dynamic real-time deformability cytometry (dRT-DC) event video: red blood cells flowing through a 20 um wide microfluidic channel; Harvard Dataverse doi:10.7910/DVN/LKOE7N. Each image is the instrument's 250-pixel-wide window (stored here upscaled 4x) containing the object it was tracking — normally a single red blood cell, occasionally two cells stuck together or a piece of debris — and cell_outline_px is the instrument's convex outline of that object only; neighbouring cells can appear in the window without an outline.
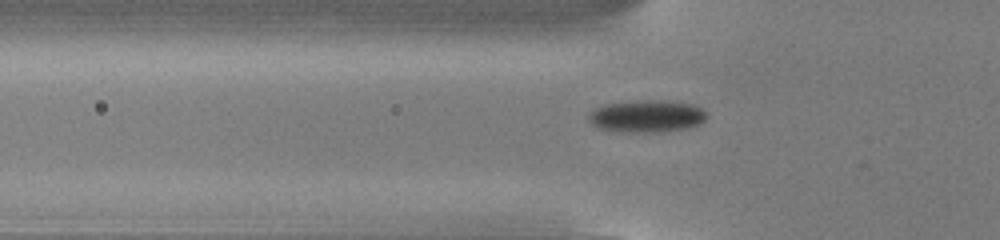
{"species": "common noctule bat (a hibernating species)", "species_latin": "Nyctalus noctula", "temperature_condition": "cold", "stored_images_in_passage": 41, "camera_frame_rate_fps": 3000, "um_per_image_px": 0.085, "animal": {"sex": "male", "body_mass_g": 13.0, "forearm_length_mm": 53.1}, "frame": {"image": 1, "passage_image": 5, "time_ms": 1.333, "image_size_px": [1000, 240], "cell_outline_px": [[708, 112], [704, 120], [700, 124], [688, 128], [660, 132], [620, 132], [596, 128], [588, 120], [588, 116], [596, 108], [604, 104], [636, 100], [660, 100], [692, 104]], "centroid_in_image_um": [54.96, 9.88], "position_along_channel_um": 70.8, "area_um2": 22.37}}
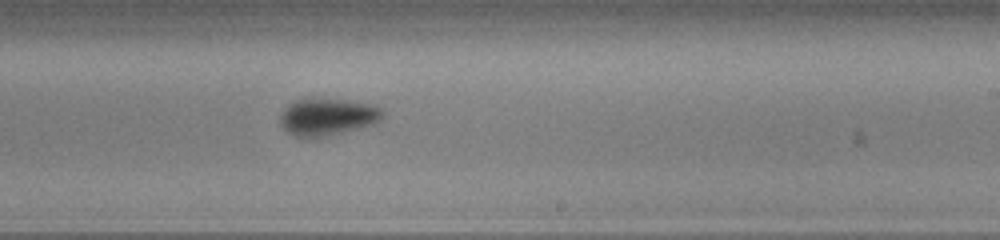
{"frame": {"image": 2, "passage_image": 20, "time_ms": 6.333, "image_size_px": [1000, 240], "cell_outline_px": [[384, 116], [376, 124], [312, 140], [308, 140], [296, 136], [288, 132], [280, 124], [280, 116], [288, 104], [300, 96], [312, 96], [376, 104], [384, 112]], "centroid_in_image_um": [27.82, 9.92], "position_along_channel_um": 261.2, "area_um2": 23.29}}
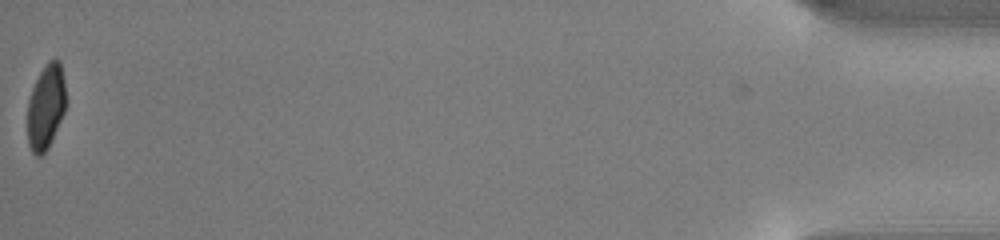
{"frame": {"image": 3, "passage_image": 41, "time_ms": 13.333, "image_size_px": [1000, 240], "cell_outline_px": [[64, 112], [48, 148], [40, 156], [36, 156], [32, 152], [28, 144], [28, 100], [32, 88], [40, 72], [48, 60], [60, 60], [64, 84]], "centroid_in_image_um": [3.88, 9.09], "position_along_channel_um": 431.3, "area_um2": 18.61}, "authors_computed_cell_mechanics": {"area_um2": 21.5594, "velocity_mm_per_s": 3.8123, "shape_relaxation_time_tau1_ms": 6.9401, "shape_relaxation_time_tau2_ms": null, "deformation_change_tau1": 0.1751, "deformation_change_tau2": null}}